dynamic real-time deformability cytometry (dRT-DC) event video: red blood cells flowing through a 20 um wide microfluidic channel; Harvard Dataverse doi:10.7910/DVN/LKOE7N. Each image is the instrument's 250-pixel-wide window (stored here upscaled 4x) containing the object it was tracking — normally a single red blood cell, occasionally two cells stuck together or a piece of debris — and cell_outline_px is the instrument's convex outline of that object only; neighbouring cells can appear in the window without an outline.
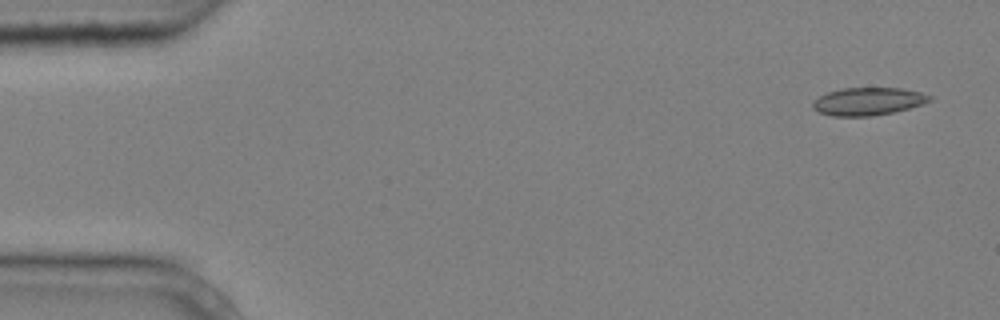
{"species": "common noctule bat (a hibernating species)", "species_latin": "Nyctalus noctula", "temperature_condition": "cold", "stored_images_in_passage": 6, "camera_frame_rate_fps": 3000, "um_per_image_px": 0.085, "animal": {"sex": "male", "body_mass_g": 20.4}, "frame": {"image": 1, "passage_image": 1, "time_ms": 0.0, "image_size_px": [1000, 320], "cell_outline_px": [[932, 100], [924, 104], [892, 112], [872, 116], [832, 116], [820, 112], [812, 108], [812, 104], [820, 96], [828, 92], [840, 88], [900, 88], [920, 92], [932, 96]], "centroid_in_image_um": [73.8, 8.61], "position_along_channel_um": 11.2, "area_um2": 18.79}}
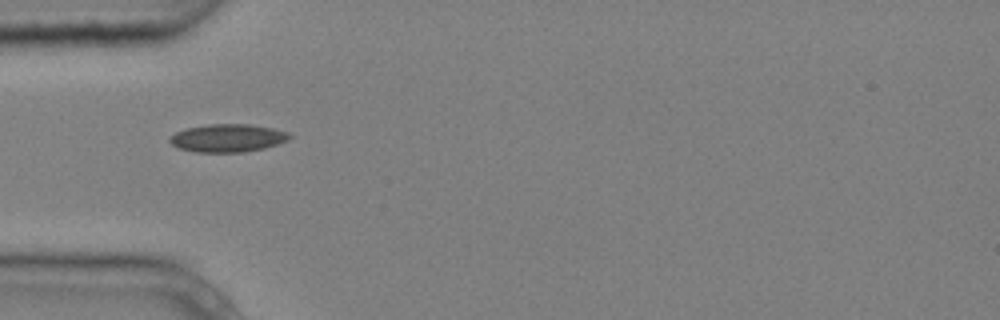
{"frame": {"image": 2, "passage_image": 5, "time_ms": 1.333, "image_size_px": [1000, 320], "cell_outline_px": [[292, 136], [288, 140], [264, 148], [244, 152], [196, 152], [180, 148], [172, 144], [168, 140], [176, 132], [184, 128], [208, 124], [248, 124], [272, 128], [288, 132]], "centroid_in_image_um": [19.35, 11.73], "position_along_channel_um": 65.6, "area_um2": 19.42}}
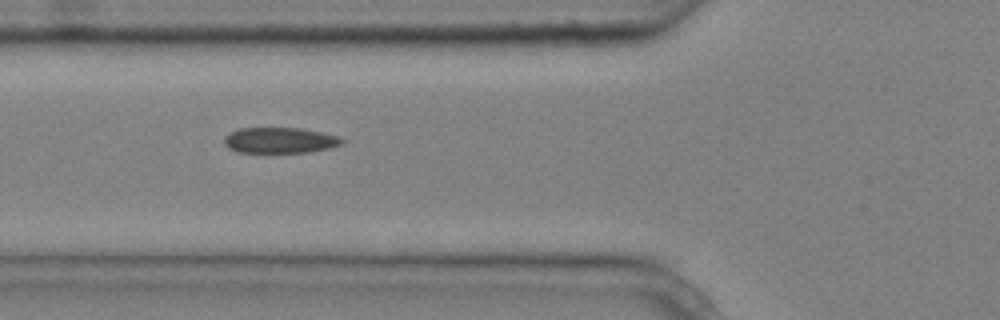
{"frame": {"image": 3, "passage_image": 6, "time_ms": 1.667, "image_size_px": [1000, 320], "cell_outline_px": [[344, 144], [328, 148], [308, 152], [236, 152], [228, 148], [224, 144], [224, 136], [228, 132], [240, 128], [300, 128], [320, 132], [336, 136], [344, 140]], "centroid_in_image_um": [23.73, 11.92], "position_along_channel_um": 102.1, "area_um2": 17.63}}